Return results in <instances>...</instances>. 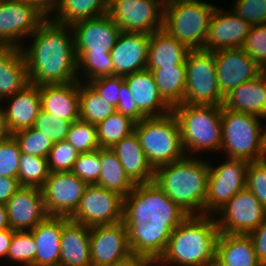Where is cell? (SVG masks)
Returning <instances> with one entry per match:
<instances>
[{
    "label": "cell",
    "instance_id": "cell-50",
    "mask_svg": "<svg viewBox=\"0 0 266 266\" xmlns=\"http://www.w3.org/2000/svg\"><path fill=\"white\" fill-rule=\"evenodd\" d=\"M121 95L119 99L118 106L116 107V111L130 117L136 123L141 120L147 118L139 109L132 96L128 85L124 81L121 85Z\"/></svg>",
    "mask_w": 266,
    "mask_h": 266
},
{
    "label": "cell",
    "instance_id": "cell-24",
    "mask_svg": "<svg viewBox=\"0 0 266 266\" xmlns=\"http://www.w3.org/2000/svg\"><path fill=\"white\" fill-rule=\"evenodd\" d=\"M59 266H92L90 227L62 217Z\"/></svg>",
    "mask_w": 266,
    "mask_h": 266
},
{
    "label": "cell",
    "instance_id": "cell-22",
    "mask_svg": "<svg viewBox=\"0 0 266 266\" xmlns=\"http://www.w3.org/2000/svg\"><path fill=\"white\" fill-rule=\"evenodd\" d=\"M7 102L1 107L4 111L11 134L33 127L41 110L39 86L28 84L23 90L2 100Z\"/></svg>",
    "mask_w": 266,
    "mask_h": 266
},
{
    "label": "cell",
    "instance_id": "cell-30",
    "mask_svg": "<svg viewBox=\"0 0 266 266\" xmlns=\"http://www.w3.org/2000/svg\"><path fill=\"white\" fill-rule=\"evenodd\" d=\"M30 231L37 246L35 266H59L62 217L48 216Z\"/></svg>",
    "mask_w": 266,
    "mask_h": 266
},
{
    "label": "cell",
    "instance_id": "cell-45",
    "mask_svg": "<svg viewBox=\"0 0 266 266\" xmlns=\"http://www.w3.org/2000/svg\"><path fill=\"white\" fill-rule=\"evenodd\" d=\"M242 48L251 59L266 70V23L251 27Z\"/></svg>",
    "mask_w": 266,
    "mask_h": 266
},
{
    "label": "cell",
    "instance_id": "cell-3",
    "mask_svg": "<svg viewBox=\"0 0 266 266\" xmlns=\"http://www.w3.org/2000/svg\"><path fill=\"white\" fill-rule=\"evenodd\" d=\"M219 233L213 215H188L173 230L154 266H214Z\"/></svg>",
    "mask_w": 266,
    "mask_h": 266
},
{
    "label": "cell",
    "instance_id": "cell-49",
    "mask_svg": "<svg viewBox=\"0 0 266 266\" xmlns=\"http://www.w3.org/2000/svg\"><path fill=\"white\" fill-rule=\"evenodd\" d=\"M124 76L112 75L96 78L88 83L115 108L118 106Z\"/></svg>",
    "mask_w": 266,
    "mask_h": 266
},
{
    "label": "cell",
    "instance_id": "cell-35",
    "mask_svg": "<svg viewBox=\"0 0 266 266\" xmlns=\"http://www.w3.org/2000/svg\"><path fill=\"white\" fill-rule=\"evenodd\" d=\"M80 119L98 125L101 121L116 112V108L102 98L86 82L79 81Z\"/></svg>",
    "mask_w": 266,
    "mask_h": 266
},
{
    "label": "cell",
    "instance_id": "cell-52",
    "mask_svg": "<svg viewBox=\"0 0 266 266\" xmlns=\"http://www.w3.org/2000/svg\"><path fill=\"white\" fill-rule=\"evenodd\" d=\"M20 187L21 185L17 178L0 176V203L6 204Z\"/></svg>",
    "mask_w": 266,
    "mask_h": 266
},
{
    "label": "cell",
    "instance_id": "cell-47",
    "mask_svg": "<svg viewBox=\"0 0 266 266\" xmlns=\"http://www.w3.org/2000/svg\"><path fill=\"white\" fill-rule=\"evenodd\" d=\"M232 5L231 11L251 26L266 23V0H235Z\"/></svg>",
    "mask_w": 266,
    "mask_h": 266
},
{
    "label": "cell",
    "instance_id": "cell-26",
    "mask_svg": "<svg viewBox=\"0 0 266 266\" xmlns=\"http://www.w3.org/2000/svg\"><path fill=\"white\" fill-rule=\"evenodd\" d=\"M222 107L266 120V70L225 95Z\"/></svg>",
    "mask_w": 266,
    "mask_h": 266
},
{
    "label": "cell",
    "instance_id": "cell-37",
    "mask_svg": "<svg viewBox=\"0 0 266 266\" xmlns=\"http://www.w3.org/2000/svg\"><path fill=\"white\" fill-rule=\"evenodd\" d=\"M49 174L47 158L35 157L21 152L17 177L21 186L41 189Z\"/></svg>",
    "mask_w": 266,
    "mask_h": 266
},
{
    "label": "cell",
    "instance_id": "cell-59",
    "mask_svg": "<svg viewBox=\"0 0 266 266\" xmlns=\"http://www.w3.org/2000/svg\"><path fill=\"white\" fill-rule=\"evenodd\" d=\"M188 1H191V0H160V3L161 5L164 7L166 6H169L171 4H174V3H178V2H188Z\"/></svg>",
    "mask_w": 266,
    "mask_h": 266
},
{
    "label": "cell",
    "instance_id": "cell-19",
    "mask_svg": "<svg viewBox=\"0 0 266 266\" xmlns=\"http://www.w3.org/2000/svg\"><path fill=\"white\" fill-rule=\"evenodd\" d=\"M251 25L234 12L216 7L209 24L203 50L241 48L251 30Z\"/></svg>",
    "mask_w": 266,
    "mask_h": 266
},
{
    "label": "cell",
    "instance_id": "cell-53",
    "mask_svg": "<svg viewBox=\"0 0 266 266\" xmlns=\"http://www.w3.org/2000/svg\"><path fill=\"white\" fill-rule=\"evenodd\" d=\"M46 18L55 13L63 0H29Z\"/></svg>",
    "mask_w": 266,
    "mask_h": 266
},
{
    "label": "cell",
    "instance_id": "cell-42",
    "mask_svg": "<svg viewBox=\"0 0 266 266\" xmlns=\"http://www.w3.org/2000/svg\"><path fill=\"white\" fill-rule=\"evenodd\" d=\"M79 152L66 140L54 142L47 162L51 172H71Z\"/></svg>",
    "mask_w": 266,
    "mask_h": 266
},
{
    "label": "cell",
    "instance_id": "cell-21",
    "mask_svg": "<svg viewBox=\"0 0 266 266\" xmlns=\"http://www.w3.org/2000/svg\"><path fill=\"white\" fill-rule=\"evenodd\" d=\"M150 34L121 32L110 51L114 75L126 76L145 70L148 63Z\"/></svg>",
    "mask_w": 266,
    "mask_h": 266
},
{
    "label": "cell",
    "instance_id": "cell-32",
    "mask_svg": "<svg viewBox=\"0 0 266 266\" xmlns=\"http://www.w3.org/2000/svg\"><path fill=\"white\" fill-rule=\"evenodd\" d=\"M101 171L96 185L125 198L136 186L111 148H99Z\"/></svg>",
    "mask_w": 266,
    "mask_h": 266
},
{
    "label": "cell",
    "instance_id": "cell-4",
    "mask_svg": "<svg viewBox=\"0 0 266 266\" xmlns=\"http://www.w3.org/2000/svg\"><path fill=\"white\" fill-rule=\"evenodd\" d=\"M208 177L207 159L186 156L156 168L153 182L188 215H203Z\"/></svg>",
    "mask_w": 266,
    "mask_h": 266
},
{
    "label": "cell",
    "instance_id": "cell-6",
    "mask_svg": "<svg viewBox=\"0 0 266 266\" xmlns=\"http://www.w3.org/2000/svg\"><path fill=\"white\" fill-rule=\"evenodd\" d=\"M134 131L154 170L187 156L178 120L172 112L161 117L145 118L135 124Z\"/></svg>",
    "mask_w": 266,
    "mask_h": 266
},
{
    "label": "cell",
    "instance_id": "cell-1",
    "mask_svg": "<svg viewBox=\"0 0 266 266\" xmlns=\"http://www.w3.org/2000/svg\"><path fill=\"white\" fill-rule=\"evenodd\" d=\"M187 216L156 183L136 184L123 198V223L131 253L155 264L164 254L171 233Z\"/></svg>",
    "mask_w": 266,
    "mask_h": 266
},
{
    "label": "cell",
    "instance_id": "cell-25",
    "mask_svg": "<svg viewBox=\"0 0 266 266\" xmlns=\"http://www.w3.org/2000/svg\"><path fill=\"white\" fill-rule=\"evenodd\" d=\"M124 81L134 97L138 109L147 117H161L172 112V108L159 94L153 73L141 70L124 76Z\"/></svg>",
    "mask_w": 266,
    "mask_h": 266
},
{
    "label": "cell",
    "instance_id": "cell-46",
    "mask_svg": "<svg viewBox=\"0 0 266 266\" xmlns=\"http://www.w3.org/2000/svg\"><path fill=\"white\" fill-rule=\"evenodd\" d=\"M21 151L13 136L0 141V176L17 178Z\"/></svg>",
    "mask_w": 266,
    "mask_h": 266
},
{
    "label": "cell",
    "instance_id": "cell-40",
    "mask_svg": "<svg viewBox=\"0 0 266 266\" xmlns=\"http://www.w3.org/2000/svg\"><path fill=\"white\" fill-rule=\"evenodd\" d=\"M65 140L79 153H89L100 148L96 125L82 119L72 122Z\"/></svg>",
    "mask_w": 266,
    "mask_h": 266
},
{
    "label": "cell",
    "instance_id": "cell-2",
    "mask_svg": "<svg viewBox=\"0 0 266 266\" xmlns=\"http://www.w3.org/2000/svg\"><path fill=\"white\" fill-rule=\"evenodd\" d=\"M29 38L30 44L23 45L21 50L31 84H67L79 80L71 26L47 18Z\"/></svg>",
    "mask_w": 266,
    "mask_h": 266
},
{
    "label": "cell",
    "instance_id": "cell-13",
    "mask_svg": "<svg viewBox=\"0 0 266 266\" xmlns=\"http://www.w3.org/2000/svg\"><path fill=\"white\" fill-rule=\"evenodd\" d=\"M46 19L29 0H0V46L21 48Z\"/></svg>",
    "mask_w": 266,
    "mask_h": 266
},
{
    "label": "cell",
    "instance_id": "cell-27",
    "mask_svg": "<svg viewBox=\"0 0 266 266\" xmlns=\"http://www.w3.org/2000/svg\"><path fill=\"white\" fill-rule=\"evenodd\" d=\"M111 150L135 184L153 182L155 170L149 164L135 131L115 144Z\"/></svg>",
    "mask_w": 266,
    "mask_h": 266
},
{
    "label": "cell",
    "instance_id": "cell-18",
    "mask_svg": "<svg viewBox=\"0 0 266 266\" xmlns=\"http://www.w3.org/2000/svg\"><path fill=\"white\" fill-rule=\"evenodd\" d=\"M214 57L217 80L223 96L264 71L242 47L215 51Z\"/></svg>",
    "mask_w": 266,
    "mask_h": 266
},
{
    "label": "cell",
    "instance_id": "cell-9",
    "mask_svg": "<svg viewBox=\"0 0 266 266\" xmlns=\"http://www.w3.org/2000/svg\"><path fill=\"white\" fill-rule=\"evenodd\" d=\"M186 89L183 104L222 106L214 52L190 50L186 60Z\"/></svg>",
    "mask_w": 266,
    "mask_h": 266
},
{
    "label": "cell",
    "instance_id": "cell-44",
    "mask_svg": "<svg viewBox=\"0 0 266 266\" xmlns=\"http://www.w3.org/2000/svg\"><path fill=\"white\" fill-rule=\"evenodd\" d=\"M100 171L99 149L89 153H80L71 170L74 175L87 185L98 183Z\"/></svg>",
    "mask_w": 266,
    "mask_h": 266
},
{
    "label": "cell",
    "instance_id": "cell-41",
    "mask_svg": "<svg viewBox=\"0 0 266 266\" xmlns=\"http://www.w3.org/2000/svg\"><path fill=\"white\" fill-rule=\"evenodd\" d=\"M22 153L47 158L53 142L43 133L34 129H23L12 134Z\"/></svg>",
    "mask_w": 266,
    "mask_h": 266
},
{
    "label": "cell",
    "instance_id": "cell-5",
    "mask_svg": "<svg viewBox=\"0 0 266 266\" xmlns=\"http://www.w3.org/2000/svg\"><path fill=\"white\" fill-rule=\"evenodd\" d=\"M221 112L222 106L213 105L182 103L172 108L180 126L181 140L187 156L195 157L205 151L221 152Z\"/></svg>",
    "mask_w": 266,
    "mask_h": 266
},
{
    "label": "cell",
    "instance_id": "cell-17",
    "mask_svg": "<svg viewBox=\"0 0 266 266\" xmlns=\"http://www.w3.org/2000/svg\"><path fill=\"white\" fill-rule=\"evenodd\" d=\"M92 266H113L132 255L123 221L90 227Z\"/></svg>",
    "mask_w": 266,
    "mask_h": 266
},
{
    "label": "cell",
    "instance_id": "cell-57",
    "mask_svg": "<svg viewBox=\"0 0 266 266\" xmlns=\"http://www.w3.org/2000/svg\"><path fill=\"white\" fill-rule=\"evenodd\" d=\"M9 218L7 213L6 204L0 203V231L9 229Z\"/></svg>",
    "mask_w": 266,
    "mask_h": 266
},
{
    "label": "cell",
    "instance_id": "cell-20",
    "mask_svg": "<svg viewBox=\"0 0 266 266\" xmlns=\"http://www.w3.org/2000/svg\"><path fill=\"white\" fill-rule=\"evenodd\" d=\"M6 208L9 226L14 231L32 230L48 217L42 190L36 187L21 186L7 201Z\"/></svg>",
    "mask_w": 266,
    "mask_h": 266
},
{
    "label": "cell",
    "instance_id": "cell-54",
    "mask_svg": "<svg viewBox=\"0 0 266 266\" xmlns=\"http://www.w3.org/2000/svg\"><path fill=\"white\" fill-rule=\"evenodd\" d=\"M14 230L11 228L0 231V260H7L8 250L11 244Z\"/></svg>",
    "mask_w": 266,
    "mask_h": 266
},
{
    "label": "cell",
    "instance_id": "cell-33",
    "mask_svg": "<svg viewBox=\"0 0 266 266\" xmlns=\"http://www.w3.org/2000/svg\"><path fill=\"white\" fill-rule=\"evenodd\" d=\"M148 70L153 73L159 94L171 108L183 103L186 89V65Z\"/></svg>",
    "mask_w": 266,
    "mask_h": 266
},
{
    "label": "cell",
    "instance_id": "cell-58",
    "mask_svg": "<svg viewBox=\"0 0 266 266\" xmlns=\"http://www.w3.org/2000/svg\"><path fill=\"white\" fill-rule=\"evenodd\" d=\"M262 127V160H266V124Z\"/></svg>",
    "mask_w": 266,
    "mask_h": 266
},
{
    "label": "cell",
    "instance_id": "cell-34",
    "mask_svg": "<svg viewBox=\"0 0 266 266\" xmlns=\"http://www.w3.org/2000/svg\"><path fill=\"white\" fill-rule=\"evenodd\" d=\"M109 0H63L55 14L50 16L53 22L72 26L73 24L108 13Z\"/></svg>",
    "mask_w": 266,
    "mask_h": 266
},
{
    "label": "cell",
    "instance_id": "cell-36",
    "mask_svg": "<svg viewBox=\"0 0 266 266\" xmlns=\"http://www.w3.org/2000/svg\"><path fill=\"white\" fill-rule=\"evenodd\" d=\"M135 124L136 122L130 117L117 111L111 114L96 125L100 148H112L134 131Z\"/></svg>",
    "mask_w": 266,
    "mask_h": 266
},
{
    "label": "cell",
    "instance_id": "cell-38",
    "mask_svg": "<svg viewBox=\"0 0 266 266\" xmlns=\"http://www.w3.org/2000/svg\"><path fill=\"white\" fill-rule=\"evenodd\" d=\"M78 79L88 83L96 78L114 75L111 54H76Z\"/></svg>",
    "mask_w": 266,
    "mask_h": 266
},
{
    "label": "cell",
    "instance_id": "cell-14",
    "mask_svg": "<svg viewBox=\"0 0 266 266\" xmlns=\"http://www.w3.org/2000/svg\"><path fill=\"white\" fill-rule=\"evenodd\" d=\"M69 219L88 227L123 221V197L96 184L87 185Z\"/></svg>",
    "mask_w": 266,
    "mask_h": 266
},
{
    "label": "cell",
    "instance_id": "cell-29",
    "mask_svg": "<svg viewBox=\"0 0 266 266\" xmlns=\"http://www.w3.org/2000/svg\"><path fill=\"white\" fill-rule=\"evenodd\" d=\"M214 266H263L249 235L219 233Z\"/></svg>",
    "mask_w": 266,
    "mask_h": 266
},
{
    "label": "cell",
    "instance_id": "cell-28",
    "mask_svg": "<svg viewBox=\"0 0 266 266\" xmlns=\"http://www.w3.org/2000/svg\"><path fill=\"white\" fill-rule=\"evenodd\" d=\"M28 84L30 82L21 48L0 46V104Z\"/></svg>",
    "mask_w": 266,
    "mask_h": 266
},
{
    "label": "cell",
    "instance_id": "cell-56",
    "mask_svg": "<svg viewBox=\"0 0 266 266\" xmlns=\"http://www.w3.org/2000/svg\"><path fill=\"white\" fill-rule=\"evenodd\" d=\"M12 134L10 133L4 111L0 105V141L8 139Z\"/></svg>",
    "mask_w": 266,
    "mask_h": 266
},
{
    "label": "cell",
    "instance_id": "cell-39",
    "mask_svg": "<svg viewBox=\"0 0 266 266\" xmlns=\"http://www.w3.org/2000/svg\"><path fill=\"white\" fill-rule=\"evenodd\" d=\"M37 246L30 230L14 231L8 250L7 261L12 266H35Z\"/></svg>",
    "mask_w": 266,
    "mask_h": 266
},
{
    "label": "cell",
    "instance_id": "cell-51",
    "mask_svg": "<svg viewBox=\"0 0 266 266\" xmlns=\"http://www.w3.org/2000/svg\"><path fill=\"white\" fill-rule=\"evenodd\" d=\"M258 261L266 266V218L250 234Z\"/></svg>",
    "mask_w": 266,
    "mask_h": 266
},
{
    "label": "cell",
    "instance_id": "cell-15",
    "mask_svg": "<svg viewBox=\"0 0 266 266\" xmlns=\"http://www.w3.org/2000/svg\"><path fill=\"white\" fill-rule=\"evenodd\" d=\"M87 184L72 172H51L42 190L48 216L70 217L77 209Z\"/></svg>",
    "mask_w": 266,
    "mask_h": 266
},
{
    "label": "cell",
    "instance_id": "cell-12",
    "mask_svg": "<svg viewBox=\"0 0 266 266\" xmlns=\"http://www.w3.org/2000/svg\"><path fill=\"white\" fill-rule=\"evenodd\" d=\"M108 14L122 32L152 34L163 29L160 0H109Z\"/></svg>",
    "mask_w": 266,
    "mask_h": 266
},
{
    "label": "cell",
    "instance_id": "cell-43",
    "mask_svg": "<svg viewBox=\"0 0 266 266\" xmlns=\"http://www.w3.org/2000/svg\"><path fill=\"white\" fill-rule=\"evenodd\" d=\"M71 124L70 121L59 119L41 109L33 128L43 133L54 143L65 140Z\"/></svg>",
    "mask_w": 266,
    "mask_h": 266
},
{
    "label": "cell",
    "instance_id": "cell-16",
    "mask_svg": "<svg viewBox=\"0 0 266 266\" xmlns=\"http://www.w3.org/2000/svg\"><path fill=\"white\" fill-rule=\"evenodd\" d=\"M71 27L76 54H110L122 32L108 13Z\"/></svg>",
    "mask_w": 266,
    "mask_h": 266
},
{
    "label": "cell",
    "instance_id": "cell-31",
    "mask_svg": "<svg viewBox=\"0 0 266 266\" xmlns=\"http://www.w3.org/2000/svg\"><path fill=\"white\" fill-rule=\"evenodd\" d=\"M188 49L184 44L161 29L150 34L146 69H159L173 65H185Z\"/></svg>",
    "mask_w": 266,
    "mask_h": 266
},
{
    "label": "cell",
    "instance_id": "cell-8",
    "mask_svg": "<svg viewBox=\"0 0 266 266\" xmlns=\"http://www.w3.org/2000/svg\"><path fill=\"white\" fill-rule=\"evenodd\" d=\"M221 120L222 154L249 162L262 160L263 118L222 107Z\"/></svg>",
    "mask_w": 266,
    "mask_h": 266
},
{
    "label": "cell",
    "instance_id": "cell-10",
    "mask_svg": "<svg viewBox=\"0 0 266 266\" xmlns=\"http://www.w3.org/2000/svg\"><path fill=\"white\" fill-rule=\"evenodd\" d=\"M225 162L209 163L205 214L214 215L237 192L246 188L249 161L225 157Z\"/></svg>",
    "mask_w": 266,
    "mask_h": 266
},
{
    "label": "cell",
    "instance_id": "cell-23",
    "mask_svg": "<svg viewBox=\"0 0 266 266\" xmlns=\"http://www.w3.org/2000/svg\"><path fill=\"white\" fill-rule=\"evenodd\" d=\"M41 109L71 123L80 119L79 80L39 85Z\"/></svg>",
    "mask_w": 266,
    "mask_h": 266
},
{
    "label": "cell",
    "instance_id": "cell-55",
    "mask_svg": "<svg viewBox=\"0 0 266 266\" xmlns=\"http://www.w3.org/2000/svg\"><path fill=\"white\" fill-rule=\"evenodd\" d=\"M113 266H154V263L147 257L132 254L127 259L122 260Z\"/></svg>",
    "mask_w": 266,
    "mask_h": 266
},
{
    "label": "cell",
    "instance_id": "cell-11",
    "mask_svg": "<svg viewBox=\"0 0 266 266\" xmlns=\"http://www.w3.org/2000/svg\"><path fill=\"white\" fill-rule=\"evenodd\" d=\"M213 216L221 233L248 235L266 218V208L246 187Z\"/></svg>",
    "mask_w": 266,
    "mask_h": 266
},
{
    "label": "cell",
    "instance_id": "cell-48",
    "mask_svg": "<svg viewBox=\"0 0 266 266\" xmlns=\"http://www.w3.org/2000/svg\"><path fill=\"white\" fill-rule=\"evenodd\" d=\"M246 180V187L266 208V160L250 162Z\"/></svg>",
    "mask_w": 266,
    "mask_h": 266
},
{
    "label": "cell",
    "instance_id": "cell-7",
    "mask_svg": "<svg viewBox=\"0 0 266 266\" xmlns=\"http://www.w3.org/2000/svg\"><path fill=\"white\" fill-rule=\"evenodd\" d=\"M217 6L203 0L178 2L163 8V30L190 50H201Z\"/></svg>",
    "mask_w": 266,
    "mask_h": 266
}]
</instances>
